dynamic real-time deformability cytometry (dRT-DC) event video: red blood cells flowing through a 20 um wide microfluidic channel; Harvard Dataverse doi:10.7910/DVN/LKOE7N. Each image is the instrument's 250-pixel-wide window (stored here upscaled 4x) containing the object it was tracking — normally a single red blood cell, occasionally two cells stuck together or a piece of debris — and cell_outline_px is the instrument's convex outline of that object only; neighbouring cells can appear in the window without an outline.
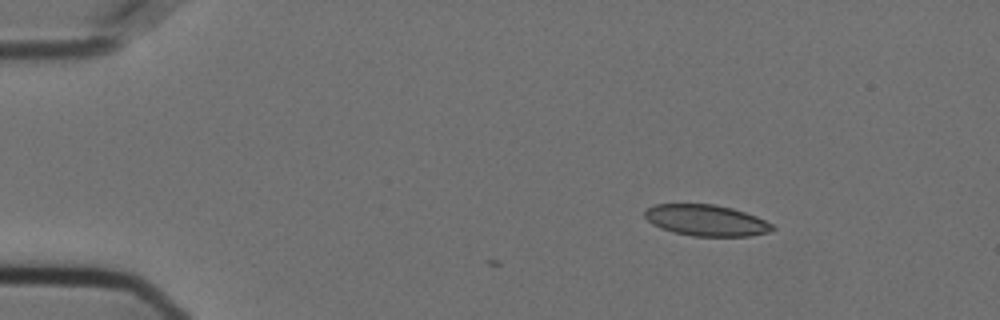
{"species": "Egyptian fruit bat (a non-hibernating species)", "species_latin": "Rousettus aegyptiacus", "temperature_condition": "cold", "stored_images_in_passage": 2, "camera_frame_rate_fps": 3000, "um_per_image_px": 0.085, "animal": {"sex": "female"}, "frame": {"image": 1, "passage_image": 2, "time_ms": 0.333, "image_size_px": [1000, 320], "cell_outline_px": [[776, 228], [768, 232], [748, 236], [692, 236], [672, 232], [660, 228], [652, 224], [644, 216], [644, 212], [648, 208], [656, 204], [712, 204], [732, 208], [756, 216], [772, 224]], "centroid_in_image_um": [60.01, 18.73], "position_along_channel_um": 25.0, "area_um2": 23.12}}